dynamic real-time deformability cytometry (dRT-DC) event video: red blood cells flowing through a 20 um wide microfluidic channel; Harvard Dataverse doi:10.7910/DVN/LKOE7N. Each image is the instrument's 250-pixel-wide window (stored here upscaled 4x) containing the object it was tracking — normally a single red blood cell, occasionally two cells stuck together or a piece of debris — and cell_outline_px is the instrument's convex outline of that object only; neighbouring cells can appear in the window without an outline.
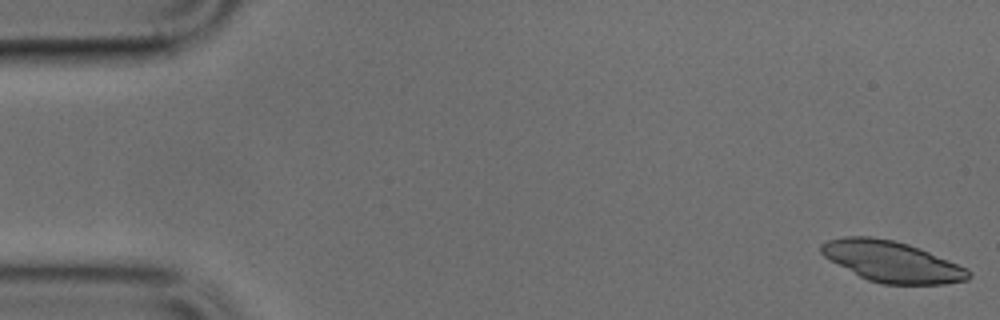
{"species": "common noctule bat (a hibernating species)", "species_latin": "Nyctalus noctula", "temperature_condition": "cold", "stored_images_in_passage": 29, "camera_frame_rate_fps": 3000, "um_per_image_px": 0.085, "animal": {"sex": "male", "body_mass_g": 17.9, "forearm_length_mm": 54.2}, "frame": {"image": 1, "passage_image": 1, "time_ms": 0.0, "image_size_px": [1000, 320], "cell_outline_px": [[972, 276], [968, 280], [944, 284], [884, 284], [868, 280], [860, 276], [824, 256], [820, 252], [820, 244], [828, 240], [844, 236], [868, 236], [892, 240], [908, 244], [920, 248], [968, 268], [972, 272]], "centroid_in_image_um": [75.85, 22.23], "position_along_channel_um": 9.2, "area_um2": 34.97}}